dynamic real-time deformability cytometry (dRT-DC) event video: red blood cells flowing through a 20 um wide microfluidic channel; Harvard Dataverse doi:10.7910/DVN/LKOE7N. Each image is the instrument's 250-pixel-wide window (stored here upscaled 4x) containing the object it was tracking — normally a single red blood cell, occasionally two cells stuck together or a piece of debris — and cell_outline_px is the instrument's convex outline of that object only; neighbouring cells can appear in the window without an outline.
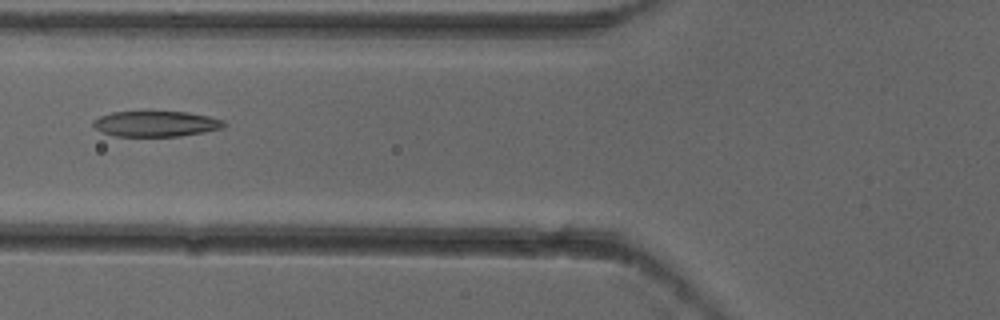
{"species": "common noctule bat (a hibernating species)", "species_latin": "Nyctalus noctula", "temperature_condition": "cold", "stored_images_in_passage": 7, "camera_frame_rate_fps": 3000, "um_per_image_px": 0.085, "animal": {"sex": "female"}, "frame": {"image": 1, "passage_image": 6, "time_ms": 1.667, "image_size_px": [1000, 320], "cell_outline_px": [[228, 124], [224, 128], [204, 132], [180, 136], [116, 136], [100, 132], [92, 124], [92, 120], [100, 116], [112, 112], [188, 112], [208, 116], [224, 120]], "centroid_in_image_um": [13.27, 10.53], "position_along_channel_um": 112.5, "area_um2": 19.59}}
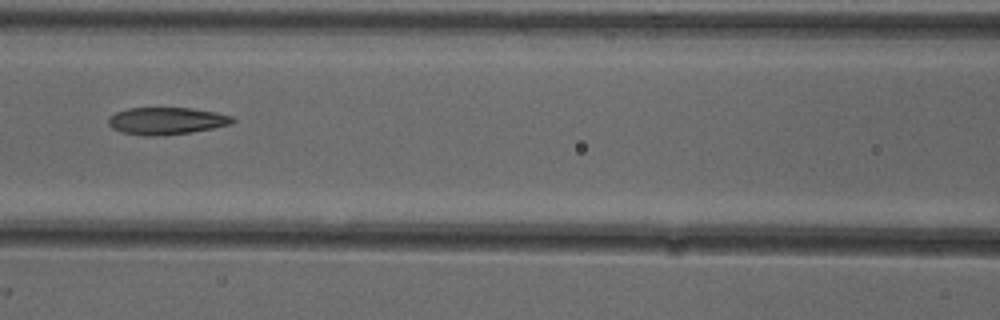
{"frame": {"image": 2, "passage_image": 7, "time_ms": 2.0, "image_size_px": [1000, 320], "cell_outline_px": [[236, 120], [232, 124], [212, 128], [188, 132], [156, 136], [144, 136], [124, 132], [112, 128], [108, 124], [108, 120], [116, 112], [128, 108], [192, 108], [216, 112], [232, 116]], "centroid_in_image_um": [14.17, 10.27], "position_along_channel_um": 152.4, "area_um2": 19.48}}